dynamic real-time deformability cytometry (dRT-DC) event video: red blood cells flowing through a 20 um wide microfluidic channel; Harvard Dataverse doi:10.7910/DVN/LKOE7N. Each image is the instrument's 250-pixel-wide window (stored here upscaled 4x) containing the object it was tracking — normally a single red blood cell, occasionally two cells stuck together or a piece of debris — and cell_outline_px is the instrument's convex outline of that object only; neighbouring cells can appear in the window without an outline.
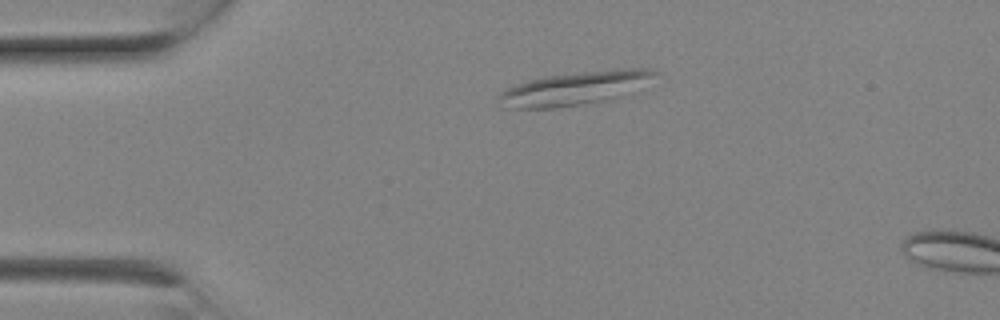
{"species": "Egyptian fruit bat (a non-hibernating species)", "species_latin": "Rousettus aegyptiacus", "temperature_condition": "room temperature", "stored_images_in_passage": 3, "camera_frame_rate_fps": 3000, "um_per_image_px": 0.085, "animal": {"sex": "female"}, "frame": {"image": 1, "passage_image": 1, "time_ms": 0.0, "image_size_px": [1000, 320], "cell_outline_px": [[656, 72], [612, 96], [600, 100], [580, 104], [556, 108], [504, 108], [496, 100], [496, 96], [504, 88], [528, 80], [544, 76], [584, 72], [628, 68], [644, 68]], "centroid_in_image_um": [48.45, 7.52], "position_along_channel_um": 36.6, "area_um2": 28.44}}